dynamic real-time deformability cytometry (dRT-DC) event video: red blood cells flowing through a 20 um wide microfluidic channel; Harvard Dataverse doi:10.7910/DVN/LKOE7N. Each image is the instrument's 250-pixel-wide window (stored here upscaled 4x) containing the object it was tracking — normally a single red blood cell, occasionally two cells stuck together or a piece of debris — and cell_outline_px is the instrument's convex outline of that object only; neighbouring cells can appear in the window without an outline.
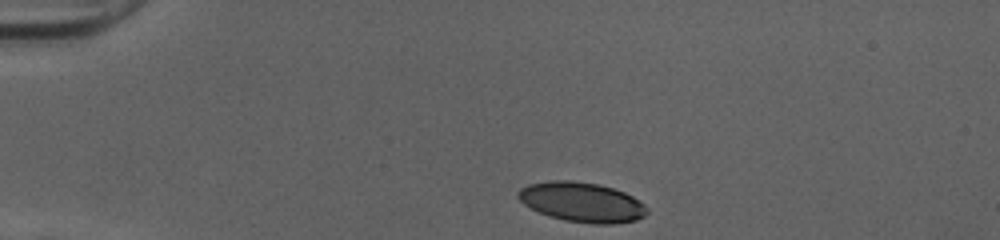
{"species": "human", "species_latin": "Homo sapiens", "temperature_condition": "cold", "stored_images_in_passage": 33, "camera_frame_rate_fps": 3000, "um_per_image_px": 0.085, "donor": {"sex": "female"}, "frame": {"image": 1, "passage_image": 1, "time_ms": 0.0, "image_size_px": [1000, 240], "cell_outline_px": [[648, 212], [644, 216], [636, 220], [612, 224], [592, 224], [564, 220], [548, 216], [524, 204], [516, 196], [516, 192], [520, 188], [528, 184], [552, 180], [572, 180], [600, 184], [624, 192], [632, 196], [644, 204], [648, 208]], "centroid_in_image_um": [49.45, 17.17], "position_along_channel_um": 35.5, "area_um2": 30.0}}
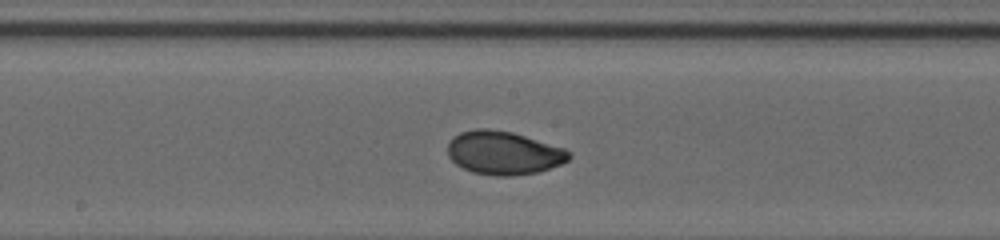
{"frame": {"image": 2, "passage_image": 18, "time_ms": 5.667, "image_size_px": [1000, 240], "cell_outline_px": [[572, 156], [568, 160], [560, 164], [536, 172], [508, 176], [496, 176], [472, 172], [456, 164], [448, 156], [448, 144], [460, 132], [476, 128], [488, 128], [512, 132], [564, 148]], "centroid_in_image_um": [42.79, 12.99], "position_along_channel_um": 205.4, "area_um2": 30.35}}
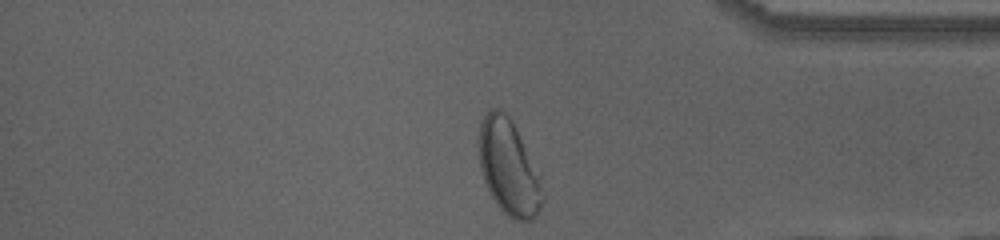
{"frame": {"image": 3, "passage_image": 33, "time_ms": 10.667, "image_size_px": [1000, 240], "cell_outline_px": [[544, 200], [536, 216], [532, 220], [512, 220], [496, 204], [484, 180], [480, 168], [480, 124], [484, 116], [492, 108], [500, 108], [508, 116], [540, 176], [544, 192]], "centroid_in_image_um": [43.26, 14.29], "position_along_channel_um": 391.9, "area_um2": 34.56}, "authors_computed_cell_mechanics": {"area_um2": 29.8248, "velocity_mm_per_s": 4.032, "shape_relaxation_time_tau1_ms": 3.3324, "shape_relaxation_time_tau2_ms": 1.034, "deformation_change_tau1": 0.1395, "deformation_change_tau2": 0.0358}}